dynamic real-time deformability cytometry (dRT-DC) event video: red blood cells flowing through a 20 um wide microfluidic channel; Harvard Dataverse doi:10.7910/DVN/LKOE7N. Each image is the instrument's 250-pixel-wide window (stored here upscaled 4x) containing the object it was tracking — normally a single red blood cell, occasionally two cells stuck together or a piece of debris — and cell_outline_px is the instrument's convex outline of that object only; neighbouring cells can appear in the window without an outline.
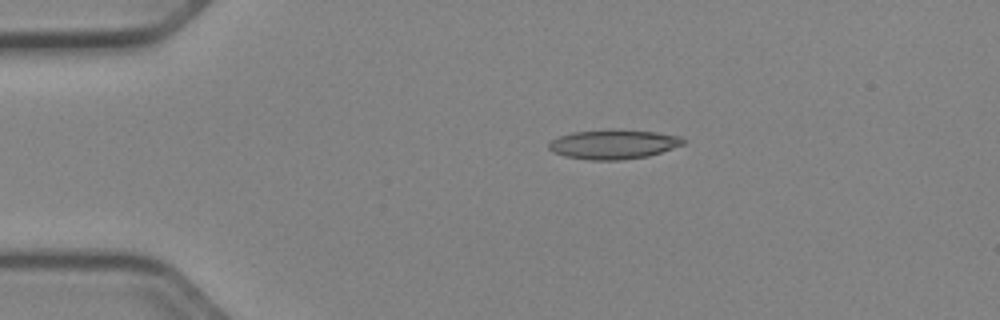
{"species": "Egyptian fruit bat (a non-hibernating species)", "species_latin": "Rousettus aegyptiacus", "temperature_condition": "cold", "stored_images_in_passage": 42, "camera_frame_rate_fps": 3000, "um_per_image_px": 0.085, "animal": {"sex": "female"}, "frame": {"image": 1, "passage_image": 1, "time_ms": 0.0, "image_size_px": [1000, 320], "cell_outline_px": [[684, 144], [648, 156], [620, 160], [592, 160], [564, 156], [548, 148], [548, 144], [552, 140], [560, 136], [572, 132], [608, 128], [620, 128], [656, 132], [680, 136], [684, 140]], "centroid_in_image_um": [52.14, 12.24], "position_along_channel_um": 32.9, "area_um2": 23.24}}
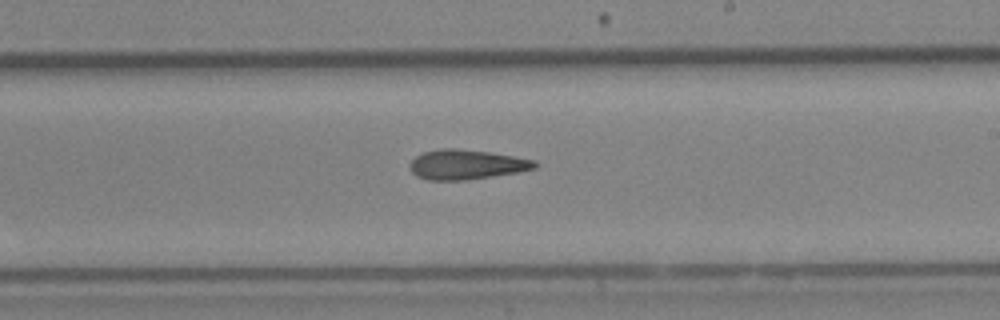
{"frame": {"image": 2, "passage_image": 21, "time_ms": 6.667, "image_size_px": [1000, 320], "cell_outline_px": [[536, 168], [516, 172], [468, 180], [428, 180], [416, 176], [408, 168], [408, 164], [416, 156], [424, 152], [440, 148], [456, 148], [488, 152], [536, 160]], "centroid_in_image_um": [39.59, 13.99], "position_along_channel_um": 249.4, "area_um2": 21.62}}
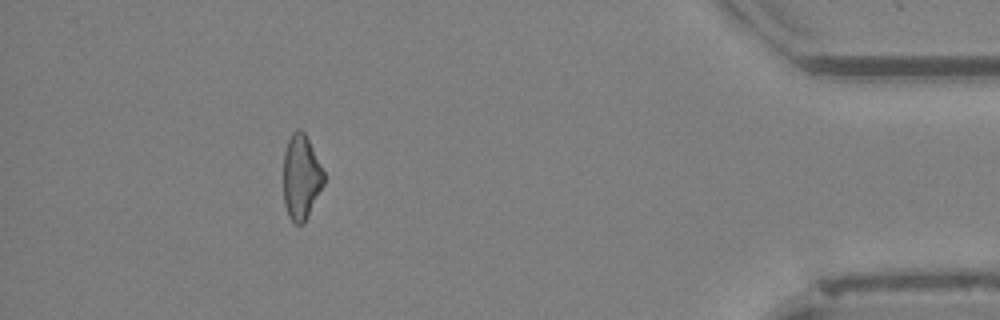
{"frame": {"image": 3, "passage_image": 37, "time_ms": 12.0, "image_size_px": [1000, 320], "cell_outline_px": [[324, 184], [304, 224], [296, 224], [288, 216], [284, 204], [284, 152], [288, 140], [292, 132], [296, 128], [300, 128], [304, 132], [324, 172]], "centroid_in_image_um": [25.59, 15.06], "position_along_channel_um": 409.6, "area_um2": 19.88}, "authors_computed_cell_mechanics": {"area_um2": 21.6172, "velocity_mm_per_s": 3.9796, "shape_relaxation_time_tau1_ms": null, "shape_relaxation_time_tau2_ms": 4.9869, "deformation_change_tau1": null, "deformation_change_tau2": 0.1641}}